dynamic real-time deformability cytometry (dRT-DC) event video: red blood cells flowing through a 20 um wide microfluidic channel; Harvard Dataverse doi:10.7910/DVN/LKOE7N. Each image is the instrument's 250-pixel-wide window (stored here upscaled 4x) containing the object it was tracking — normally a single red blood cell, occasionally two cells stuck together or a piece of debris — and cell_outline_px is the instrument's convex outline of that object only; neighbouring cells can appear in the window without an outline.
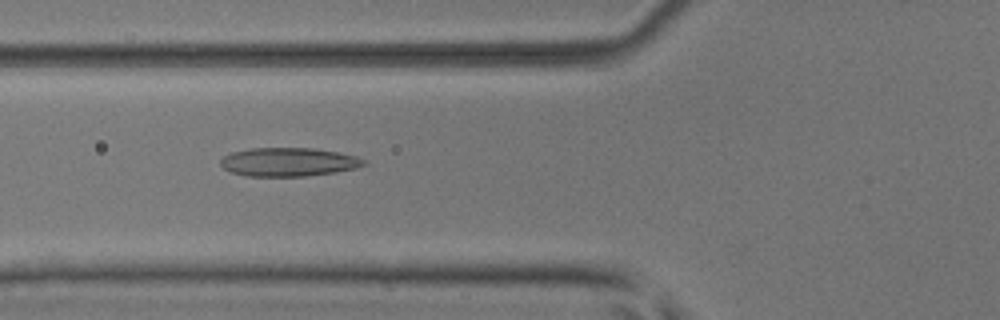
{"species": "common noctule bat (a hibernating species)", "species_latin": "Nyctalus noctula", "temperature_condition": "room temperature", "stored_images_in_passage": 50, "camera_frame_rate_fps": 3000, "um_per_image_px": 0.085, "animal": {"sex": "male", "body_mass_g": 17.9, "forearm_length_mm": 54.2}, "frame": {"image": 1, "passage_image": 19, "time_ms": 6.0, "image_size_px": [1000, 320], "cell_outline_px": [[368, 164], [356, 168], [336, 172], [304, 176], [244, 176], [232, 172], [224, 168], [220, 164], [220, 160], [224, 156], [232, 152], [252, 148], [312, 148], [336, 152], [356, 156], [364, 160]], "centroid_in_image_um": [24.52, 13.77], "position_along_channel_um": 101.3, "area_um2": 23.81}}
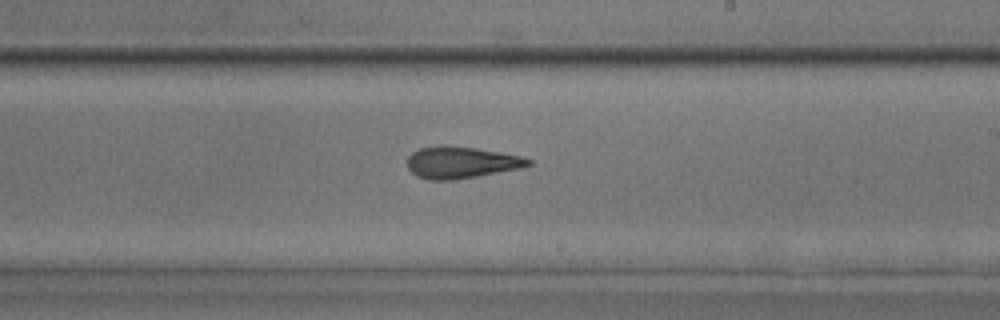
{"frame": {"image": 2, "passage_image": 30, "time_ms": 9.667, "image_size_px": [1000, 320], "cell_outline_px": [[532, 164], [520, 168], [476, 176], [452, 180], [428, 180], [416, 176], [408, 168], [408, 156], [412, 152], [420, 148], [444, 144], [476, 148], [500, 152], [520, 156], [532, 160]], "centroid_in_image_um": [39.17, 13.8], "position_along_channel_um": 249.8, "area_um2": 22.37}}
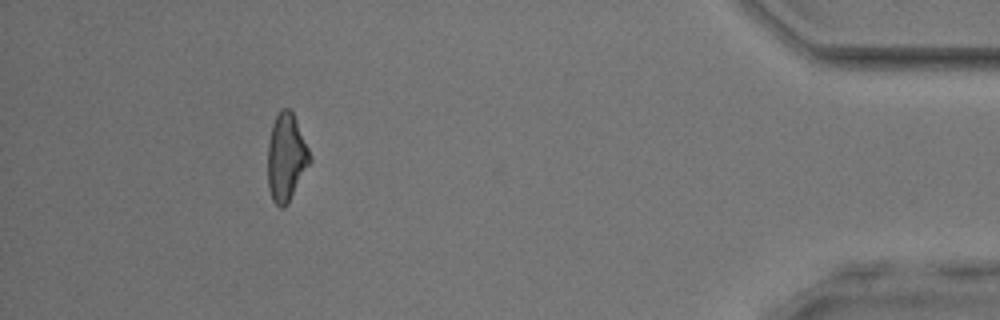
{"frame": {"image": 3, "passage_image": 46, "time_ms": 15.0, "image_size_px": [1000, 320], "cell_outline_px": [[312, 160], [288, 204], [284, 208], [280, 208], [272, 200], [268, 188], [268, 144], [272, 124], [280, 108], [288, 108], [292, 112], [312, 156]], "centroid_in_image_um": [24.33, 13.41], "position_along_channel_um": 410.9, "area_um2": 21.56}, "authors_computed_cell_mechanics": {"area_um2": 22.5998, "velocity_mm_per_s": 4.0584, "shape_relaxation_time_tau1_ms": null, "shape_relaxation_time_tau2_ms": 2.4785, "deformation_change_tau1": null, "deformation_change_tau2": 0.1174}}